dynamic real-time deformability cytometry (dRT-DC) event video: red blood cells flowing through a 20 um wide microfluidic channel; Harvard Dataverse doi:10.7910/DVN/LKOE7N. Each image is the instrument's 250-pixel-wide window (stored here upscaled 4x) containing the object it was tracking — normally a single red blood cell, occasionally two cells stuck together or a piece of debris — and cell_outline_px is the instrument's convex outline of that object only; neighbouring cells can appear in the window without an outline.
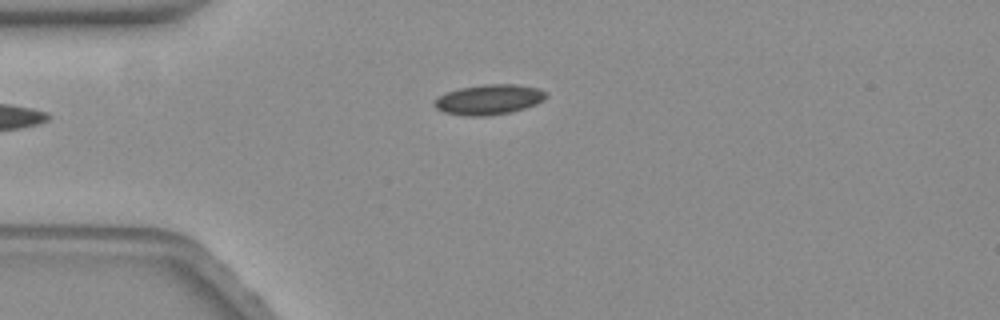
{"species": "common noctule bat (a hibernating species)", "species_latin": "Nyctalus noctula", "temperature_condition": "warm", "stored_images_in_passage": 45, "camera_frame_rate_fps": 3000, "um_per_image_px": 0.085, "animal": {"sex": "female", "body_mass_g": 19.3, "forearm_length_mm": 54.1}, "frame": {"image": 1, "passage_image": 1, "time_ms": 0.0, "image_size_px": [1000, 320], "cell_outline_px": [[548, 96], [544, 100], [536, 104], [524, 108], [508, 112], [488, 116], [464, 116], [444, 112], [436, 108], [432, 104], [432, 100], [436, 96], [444, 92], [460, 88], [484, 84], [516, 84], [536, 88], [544, 92]], "centroid_in_image_um": [41.48, 8.46], "position_along_channel_um": 43.5, "area_um2": 19.77}}
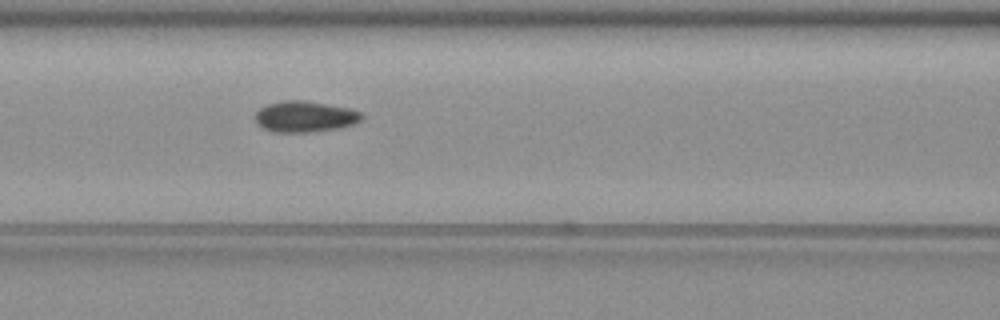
{"frame": {"image": 2, "passage_image": 11, "time_ms": 3.333, "image_size_px": [1000, 320], "cell_outline_px": [[364, 116], [360, 120], [352, 124], [340, 128], [308, 132], [272, 132], [260, 128], [256, 124], [256, 112], [260, 108], [268, 104], [284, 100], [304, 100], [328, 104], [348, 108], [360, 112]], "centroid_in_image_um": [25.88, 9.91], "position_along_channel_um": 140.7, "area_um2": 19.31}}
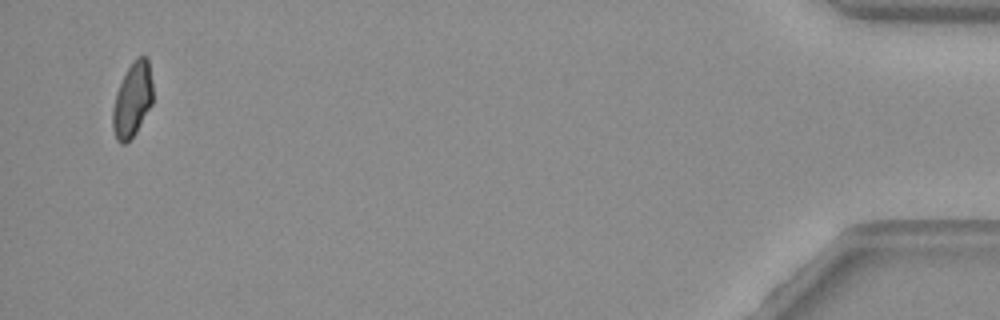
{"frame": {"image": 3, "passage_image": 43, "time_ms": 14.0, "image_size_px": [1000, 320], "cell_outline_px": [[152, 104], [136, 132], [124, 144], [120, 144], [116, 140], [112, 128], [112, 108], [116, 92], [132, 60], [136, 56], [148, 56], [152, 84]], "centroid_in_image_um": [11.24, 8.47], "position_along_channel_um": 424.0, "area_um2": 17.51}, "authors_computed_cell_mechanics": {"area_um2": 18.496, "velocity_mm_per_s": 3.5069, "shape_relaxation_time_tau1_ms": null, "shape_relaxation_time_tau2_ms": 3.9931, "deformation_change_tau1": null, "deformation_change_tau2": 0.0535}}